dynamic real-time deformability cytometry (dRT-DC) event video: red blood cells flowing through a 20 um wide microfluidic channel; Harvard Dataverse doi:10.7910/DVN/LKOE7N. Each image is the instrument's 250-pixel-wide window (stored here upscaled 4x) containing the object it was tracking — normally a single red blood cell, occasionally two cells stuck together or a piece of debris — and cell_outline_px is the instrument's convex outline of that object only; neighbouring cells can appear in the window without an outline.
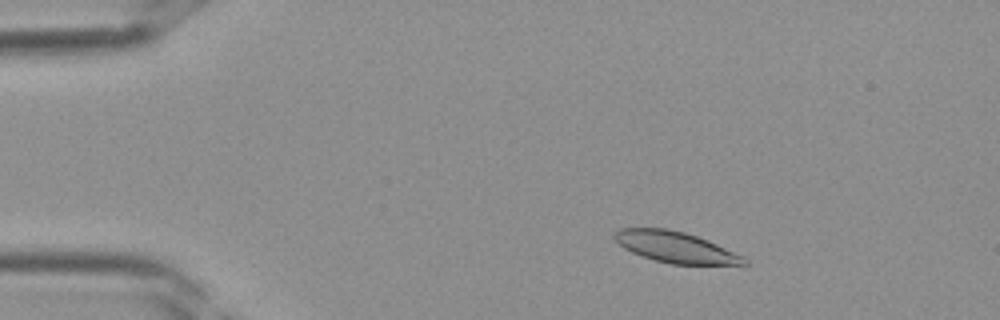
{"species": "Egyptian fruit bat (a non-hibernating species)", "species_latin": "Rousettus aegyptiacus", "temperature_condition": "room temperature", "stored_images_in_passage": 38, "camera_frame_rate_fps": 3000, "um_per_image_px": 0.085, "frame": {"image": 1, "passage_image": 6, "time_ms": 1.667, "image_size_px": [1000, 320], "cell_outline_px": [[748, 264], [672, 264], [656, 260], [632, 252], [624, 248], [612, 236], [620, 228], [668, 228], [684, 232], [708, 240], [744, 256], [748, 260]], "centroid_in_image_um": [57.43, 21.0], "position_along_channel_um": 27.6, "area_um2": 23.12}}
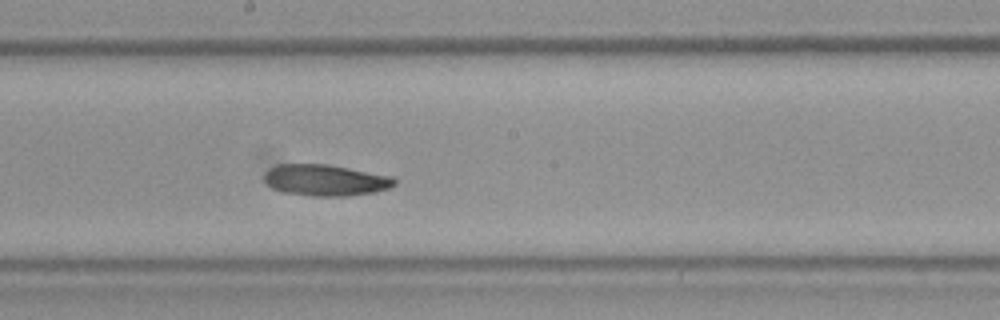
{"frame": {"image": 2, "passage_image": 21, "time_ms": 6.667, "image_size_px": [1000, 320], "cell_outline_px": [[396, 184], [388, 188], [372, 192], [348, 196], [312, 196], [284, 192], [272, 188], [264, 180], [264, 172], [268, 168], [276, 164], [328, 164], [392, 176], [396, 180]], "centroid_in_image_um": [27.63, 15.3], "position_along_channel_um": 220.6, "area_um2": 23.81}}
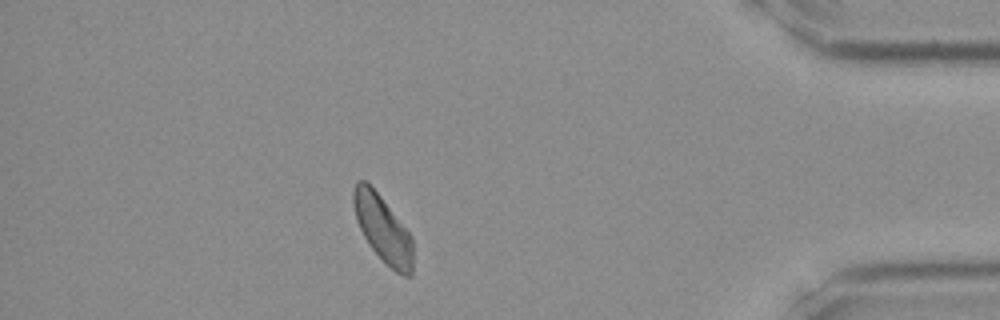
{"frame": {"image": 3, "passage_image": 34, "time_ms": 11.0, "image_size_px": [1000, 320], "cell_outline_px": [[412, 276], [404, 276], [396, 272], [368, 244], [356, 220], [352, 200], [352, 192], [356, 180], [364, 180], [380, 196], [412, 236]], "centroid_in_image_um": [32.52, 19.44], "position_along_channel_um": 402.7, "area_um2": 22.72}}